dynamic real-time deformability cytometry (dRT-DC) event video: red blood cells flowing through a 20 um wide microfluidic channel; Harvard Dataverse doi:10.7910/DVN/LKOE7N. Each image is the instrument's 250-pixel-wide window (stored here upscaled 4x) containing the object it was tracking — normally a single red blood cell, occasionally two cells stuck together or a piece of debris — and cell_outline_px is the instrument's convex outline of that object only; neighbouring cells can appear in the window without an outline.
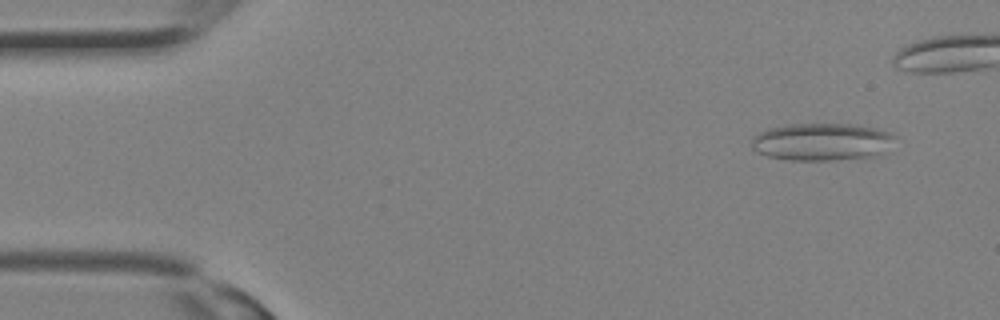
{"species": "Egyptian fruit bat (a non-hibernating species)", "species_latin": "Rousettus aegyptiacus", "temperature_condition": "room temperature", "stored_images_in_passage": 28, "camera_frame_rate_fps": 3000, "um_per_image_px": 0.085, "animal": {"sex": "female"}, "frame": {"image": 1, "passage_image": 3, "time_ms": 0.667, "image_size_px": [1000, 320], "cell_outline_px": [[896, 136], [884, 152], [864, 160], [788, 160], [768, 156], [756, 152], [752, 148], [752, 136], [768, 128], [788, 124], [852, 124], [876, 128], [892, 132]], "centroid_in_image_um": [69.88, 12.07], "position_along_channel_um": 15.1, "area_um2": 31.85}}
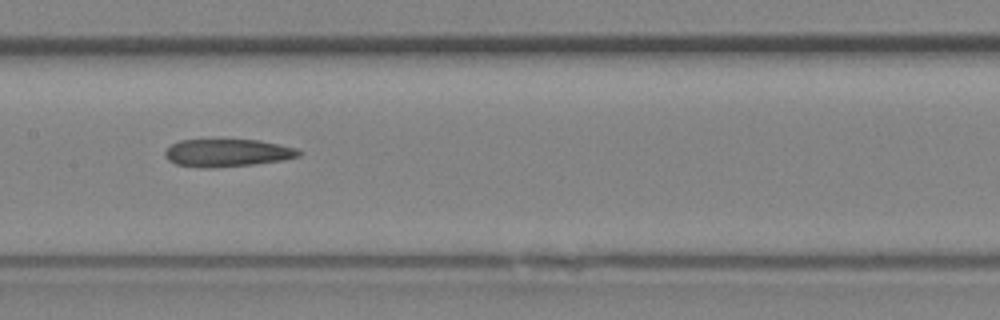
{"frame": {"image": 2, "passage_image": 16, "time_ms": 5.0, "image_size_px": [1000, 320], "cell_outline_px": [[304, 152], [300, 156], [284, 160], [252, 164], [212, 168], [200, 168], [176, 164], [168, 160], [164, 156], [164, 152], [172, 144], [180, 140], [260, 140], [300, 148]], "centroid_in_image_um": [19.38, 12.99], "position_along_channel_um": 188.0, "area_um2": 21.79}}
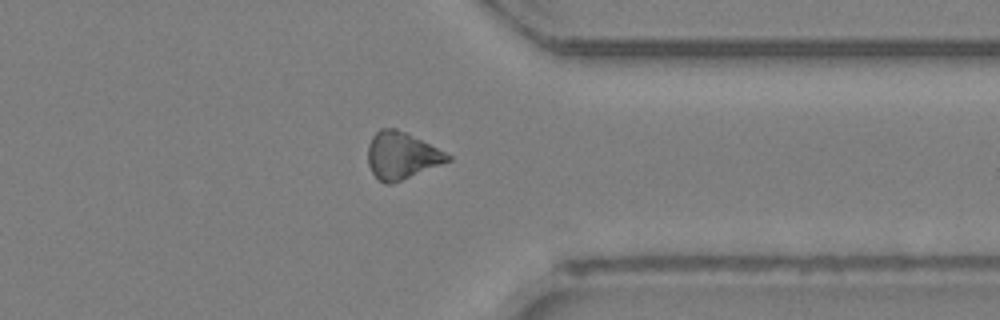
{"frame": {"image": 3, "passage_image": 25, "time_ms": 8.0, "image_size_px": [1000, 320], "cell_outline_px": [[452, 160], [392, 184], [384, 184], [372, 172], [368, 164], [368, 144], [372, 136], [380, 128], [396, 128], [452, 156]], "centroid_in_image_um": [34.11, 13.23], "position_along_channel_um": 377.3, "area_um2": 21.56}}